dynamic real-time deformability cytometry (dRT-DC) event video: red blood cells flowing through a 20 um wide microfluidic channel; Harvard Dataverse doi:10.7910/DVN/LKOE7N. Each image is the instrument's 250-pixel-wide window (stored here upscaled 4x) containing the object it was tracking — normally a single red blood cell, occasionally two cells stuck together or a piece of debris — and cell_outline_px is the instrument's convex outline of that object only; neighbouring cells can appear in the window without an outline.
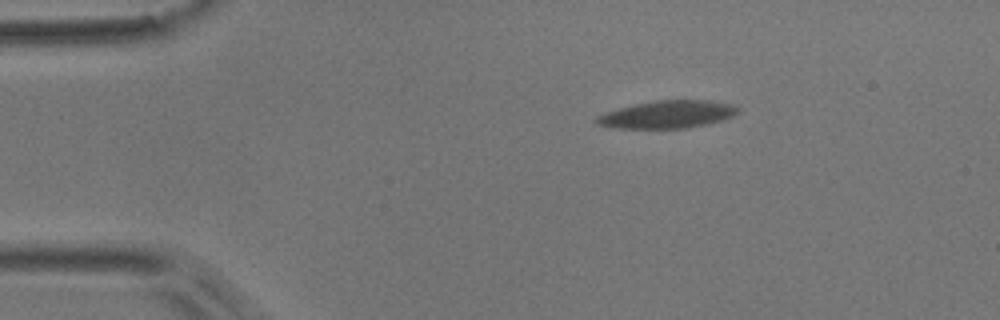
{"species": "common noctule bat (a hibernating species)", "species_latin": "Nyctalus noctula", "temperature_condition": "room temperature", "stored_images_in_passage": 4, "camera_frame_rate_fps": 3000, "um_per_image_px": 0.085, "animal": {"sex": "male", "body_mass_g": 17.9}, "frame": {"image": 1, "passage_image": 1, "time_ms": 0.0, "image_size_px": [1000, 320], "cell_outline_px": [[740, 112], [732, 116], [720, 120], [688, 128], [616, 128], [596, 124], [596, 116], [604, 112], [636, 104], [656, 100], [708, 100], [732, 104], [740, 108]], "centroid_in_image_um": [56.73, 9.72], "position_along_channel_um": 28.3, "area_um2": 22.6}}
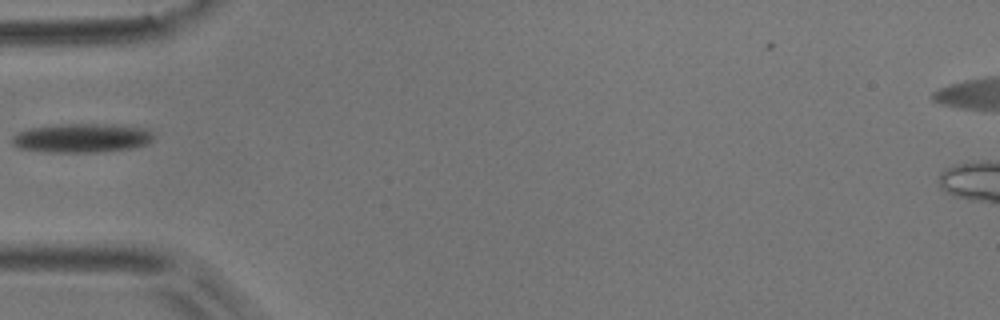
{"frame": {"image": 2, "passage_image": 4, "time_ms": 1.0, "image_size_px": [1000, 320], "cell_outline_px": [[152, 140], [148, 144], [132, 148], [96, 152], [44, 152], [16, 148], [12, 144], [12, 136], [16, 132], [28, 128], [56, 124], [116, 124], [152, 128]], "centroid_in_image_um": [6.95, 11.72], "position_along_channel_um": 78.1, "area_um2": 24.51}}